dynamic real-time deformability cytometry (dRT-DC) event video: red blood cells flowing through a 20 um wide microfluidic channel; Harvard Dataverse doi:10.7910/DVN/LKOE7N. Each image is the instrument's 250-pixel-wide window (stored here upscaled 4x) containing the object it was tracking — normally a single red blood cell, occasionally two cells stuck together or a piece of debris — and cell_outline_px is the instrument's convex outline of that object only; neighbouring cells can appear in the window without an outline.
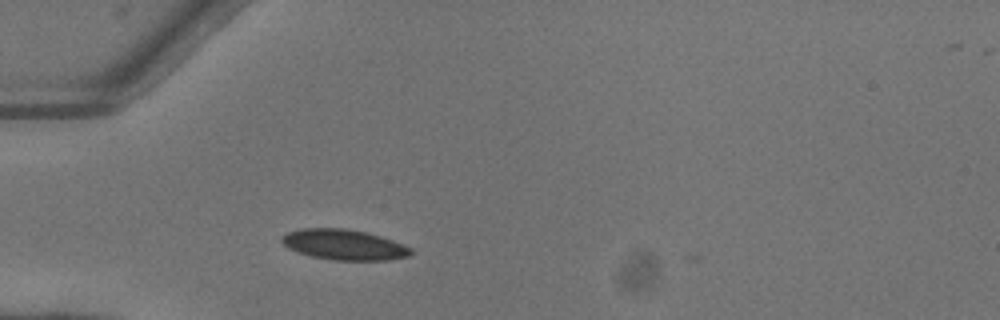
{"species": "common noctule bat (a hibernating species)", "species_latin": "Nyctalus noctula", "temperature_condition": "warm", "stored_images_in_passage": 44, "camera_frame_rate_fps": 3000, "um_per_image_px": 0.085, "animal": {"sex": "female"}, "frame": {"image": 1, "passage_image": 9, "time_ms": 2.667, "image_size_px": [1000, 320], "cell_outline_px": [[412, 252], [408, 256], [388, 260], [328, 260], [296, 252], [288, 248], [280, 240], [280, 236], [288, 232], [300, 228], [344, 228], [368, 232], [392, 240], [412, 248]], "centroid_in_image_um": [29.2, 20.79], "position_along_channel_um": 55.8, "area_um2": 23.06}}
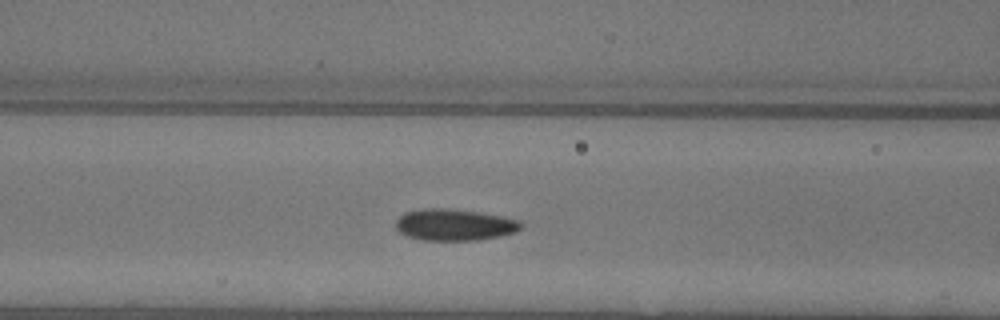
{"frame": {"image": 2, "passage_image": 15, "time_ms": 4.667, "image_size_px": [1000, 320], "cell_outline_px": [[524, 224], [516, 232], [500, 236], [476, 240], [424, 240], [408, 236], [400, 232], [396, 228], [396, 220], [400, 216], [408, 212], [428, 208], [444, 208], [480, 212], [500, 216], [516, 220]], "centroid_in_image_um": [38.64, 19.11], "position_along_channel_um": 128.0, "area_um2": 22.72}}
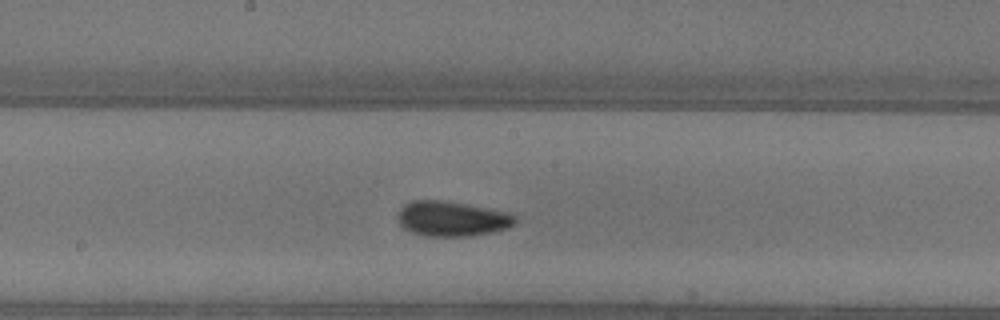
{"frame": {"image": 3, "passage_image": 21, "time_ms": 6.667, "image_size_px": [1000, 320], "cell_outline_px": [[516, 220], [508, 228], [492, 232], [472, 236], [424, 236], [412, 232], [404, 228], [400, 224], [400, 208], [404, 204], [412, 200], [444, 200], [512, 212], [516, 216]], "centroid_in_image_um": [38.46, 18.58], "position_along_channel_um": 209.7, "area_um2": 24.04}, "authors_computed_cell_mechanics": {"area_um2": 22.0507, "velocity_mm_per_s": 4.0933, "shape_relaxation_time_tau1_ms": 4.6096, "shape_relaxation_time_tau2_ms": 2.0224, "deformation_change_tau1": 0.1154, "deformation_change_tau2": 0.0586}}